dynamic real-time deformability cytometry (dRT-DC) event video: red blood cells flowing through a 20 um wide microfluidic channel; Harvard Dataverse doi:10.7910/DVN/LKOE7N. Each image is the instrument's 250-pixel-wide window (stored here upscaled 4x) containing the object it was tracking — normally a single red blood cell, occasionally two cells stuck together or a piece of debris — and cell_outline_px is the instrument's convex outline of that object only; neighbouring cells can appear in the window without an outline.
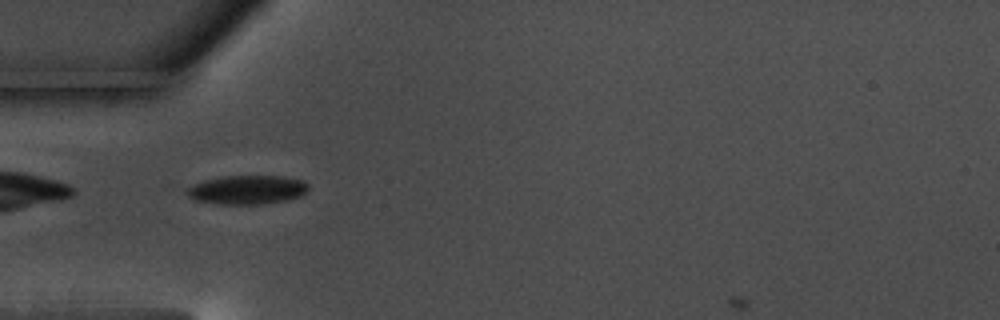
{"species": "common noctule bat (a hibernating species)", "species_latin": "Nyctalus noctula", "temperature_condition": "warm", "stored_images_in_passage": 38, "camera_frame_rate_fps": 3000, "um_per_image_px": 0.085, "animal": {"sex": "male", "body_mass_g": 17.5, "forearm_length_mm": 52.3}, "frame": {"image": 1, "passage_image": 2, "time_ms": 0.333, "image_size_px": [1000, 320], "cell_outline_px": [[308, 192], [300, 196], [284, 200], [260, 204], [220, 204], [196, 200], [188, 196], [188, 188], [204, 180], [224, 176], [284, 176], [304, 180], [308, 184]], "centroid_in_image_um": [21.07, 16.12], "position_along_channel_um": 63.9, "area_um2": 20.29}}
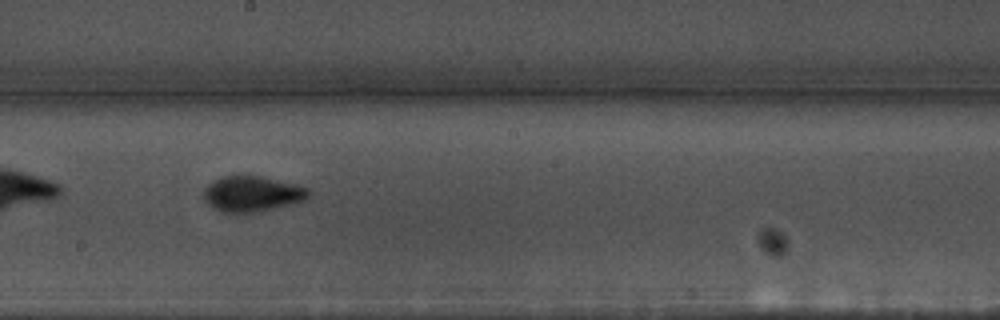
{"frame": {"image": 2, "passage_image": 16, "time_ms": 5.0, "image_size_px": [1000, 320], "cell_outline_px": [[312, 192], [304, 200], [288, 204], [252, 212], [220, 212], [212, 208], [204, 200], [204, 188], [212, 180], [220, 176], [260, 176], [296, 184], [308, 188]], "centroid_in_image_um": [21.38, 16.46], "position_along_channel_um": 226.8, "area_um2": 21.5}}
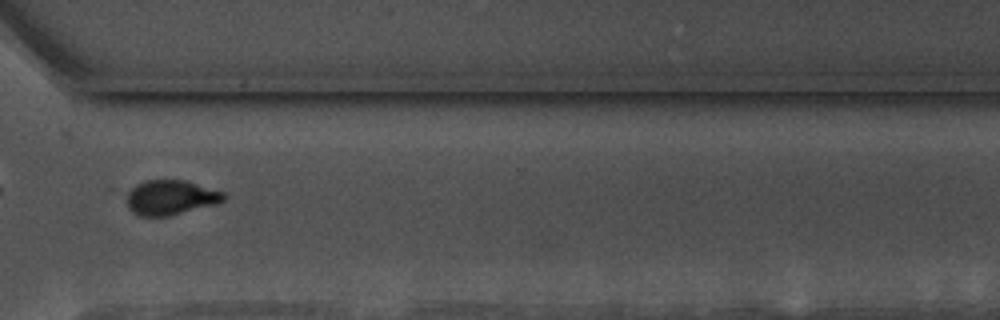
{"frame": {"image": 3, "passage_image": 27, "time_ms": 8.667, "image_size_px": [1000, 320], "cell_outline_px": [[228, 196], [224, 200], [216, 204], [168, 216], [140, 216], [132, 212], [128, 208], [128, 192], [136, 184], [144, 180], [184, 180], [224, 192]], "centroid_in_image_um": [14.52, 16.79], "position_along_channel_um": 356.1, "area_um2": 19.59}}